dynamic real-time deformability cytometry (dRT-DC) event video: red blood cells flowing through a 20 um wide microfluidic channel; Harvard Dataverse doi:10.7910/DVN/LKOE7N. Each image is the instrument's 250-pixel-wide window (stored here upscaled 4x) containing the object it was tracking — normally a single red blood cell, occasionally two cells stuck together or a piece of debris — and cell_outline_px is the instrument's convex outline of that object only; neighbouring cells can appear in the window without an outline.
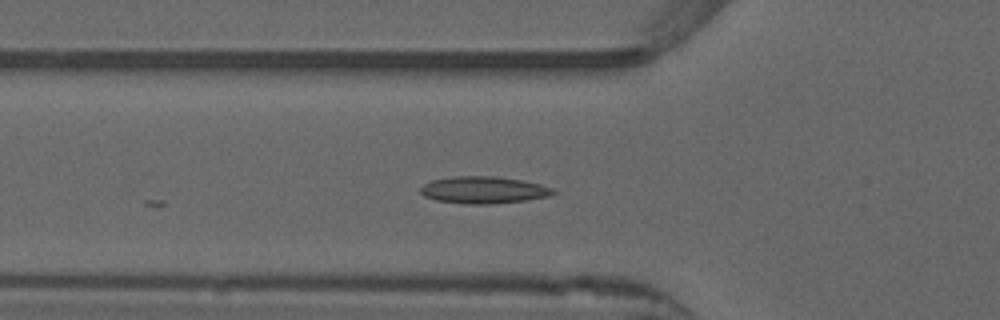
{"species": "common noctule bat (a hibernating species)", "species_latin": "Nyctalus noctula", "temperature_condition": "warm", "stored_images_in_passage": 18, "camera_frame_rate_fps": 3000, "um_per_image_px": 0.085, "animal": {"sex": "male", "forearm_length_mm": 52.5}, "frame": {"image": 1, "passage_image": 18, "time_ms": 5.667, "image_size_px": [1000, 320], "cell_outline_px": [[556, 192], [552, 196], [528, 200], [492, 204], [464, 204], [436, 200], [424, 196], [420, 192], [420, 188], [424, 184], [432, 180], [452, 176], [492, 176], [520, 180], [540, 184], [556, 188]], "centroid_in_image_um": [41.14, 16.15], "position_along_channel_um": 84.7, "area_um2": 21.1}}